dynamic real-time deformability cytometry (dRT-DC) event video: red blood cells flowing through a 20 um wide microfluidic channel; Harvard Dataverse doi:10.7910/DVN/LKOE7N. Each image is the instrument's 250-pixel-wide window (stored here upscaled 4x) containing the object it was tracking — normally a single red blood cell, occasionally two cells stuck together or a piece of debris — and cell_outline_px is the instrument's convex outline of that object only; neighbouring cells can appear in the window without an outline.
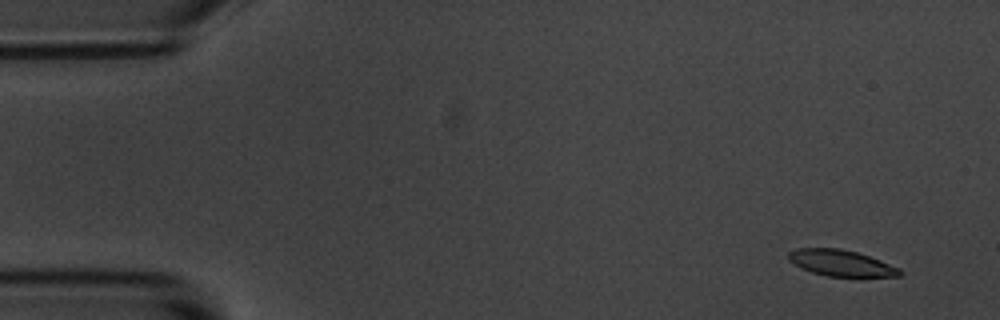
{"species": "common noctule bat (a hibernating species)", "species_latin": "Nyctalus noctula", "temperature_condition": "room temperature", "stored_images_in_passage": 6, "camera_frame_rate_fps": 3000, "um_per_image_px": 0.085, "animal": {"sex": "male", "body_mass_g": 20.1, "forearm_length_mm": 53.5}, "frame": {"image": 1, "passage_image": 1, "time_ms": 0.0, "image_size_px": [1000, 320], "cell_outline_px": [[904, 272], [900, 276], [828, 276], [812, 272], [800, 268], [788, 260], [788, 252], [796, 248], [840, 248], [856, 252], [880, 260], [900, 268]], "centroid_in_image_um": [71.47, 22.35], "position_along_channel_um": 13.5, "area_um2": 16.94}}
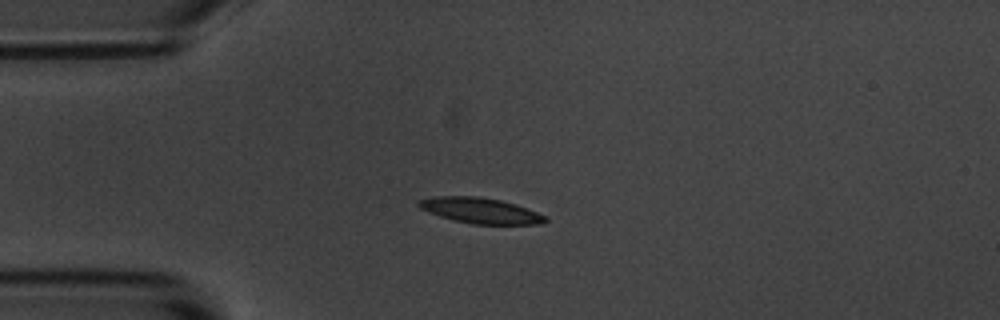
{"frame": {"image": 2, "passage_image": 4, "time_ms": 3.333, "image_size_px": [1000, 320], "cell_outline_px": [[548, 220], [540, 224], [472, 224], [452, 220], [428, 212], [420, 208], [416, 204], [416, 200], [436, 196], [480, 196], [500, 200], [516, 204], [536, 212], [544, 216]], "centroid_in_image_um": [40.78, 17.89], "position_along_channel_um": 44.2, "area_um2": 18.9}}
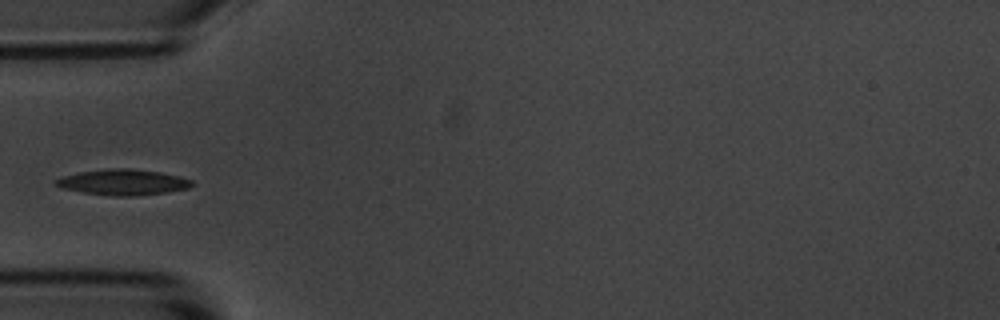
{"frame": {"image": 3, "passage_image": 5, "time_ms": 4.667, "image_size_px": [1000, 320], "cell_outline_px": [[196, 184], [188, 188], [168, 192], [136, 196], [112, 196], [80, 192], [64, 188], [56, 184], [56, 180], [64, 176], [80, 172], [108, 168], [128, 168], [160, 172], [180, 176], [192, 180]], "centroid_in_image_um": [10.52, 15.49], "position_along_channel_um": 74.5, "area_um2": 20.4}}